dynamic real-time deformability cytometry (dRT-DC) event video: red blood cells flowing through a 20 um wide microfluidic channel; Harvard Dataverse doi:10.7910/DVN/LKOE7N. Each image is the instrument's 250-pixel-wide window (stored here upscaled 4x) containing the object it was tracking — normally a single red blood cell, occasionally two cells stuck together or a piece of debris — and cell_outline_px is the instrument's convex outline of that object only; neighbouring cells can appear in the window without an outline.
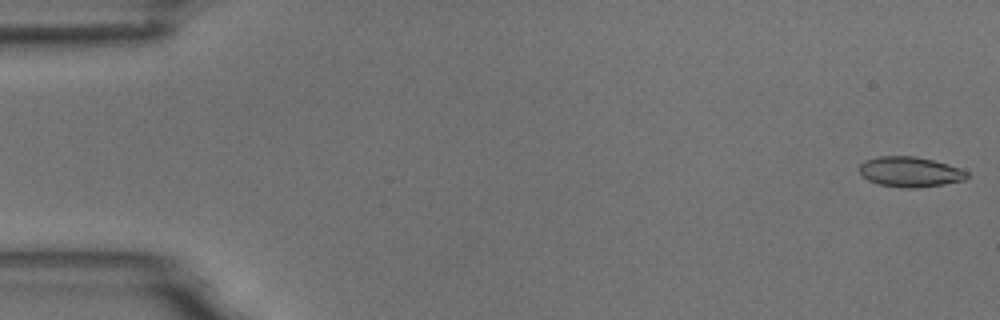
{"species": "common noctule bat (a hibernating species)", "species_latin": "Nyctalus noctula", "temperature_condition": "room temperature", "stored_images_in_passage": 55, "camera_frame_rate_fps": 3000, "um_per_image_px": 0.085, "animal": {"sex": "male", "body_mass_g": 18.8}, "frame": {"image": 1, "passage_image": 1, "time_ms": 0.0, "image_size_px": [1000, 320], "cell_outline_px": [[968, 176], [964, 180], [944, 184], [916, 188], [904, 188], [880, 184], [868, 180], [860, 172], [860, 164], [864, 160], [876, 156], [916, 156], [932, 160], [960, 168], [968, 172]], "centroid_in_image_um": [77.35, 14.6], "position_along_channel_um": 7.7, "area_um2": 18.84}}
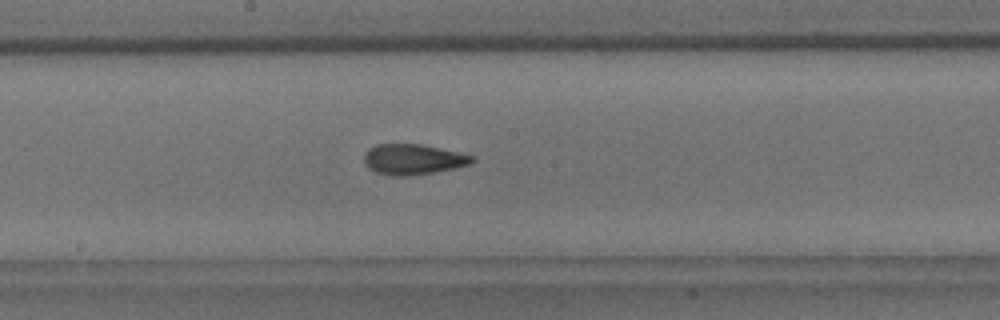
{"frame": {"image": 2, "passage_image": 29, "time_ms": 9.333, "image_size_px": [1000, 320], "cell_outline_px": [[476, 160], [472, 164], [456, 168], [408, 176], [388, 176], [376, 172], [368, 168], [364, 164], [364, 152], [368, 148], [376, 144], [420, 144], [476, 156]], "centroid_in_image_um": [35.1, 13.55], "position_along_channel_um": 213.1, "area_um2": 19.42}}
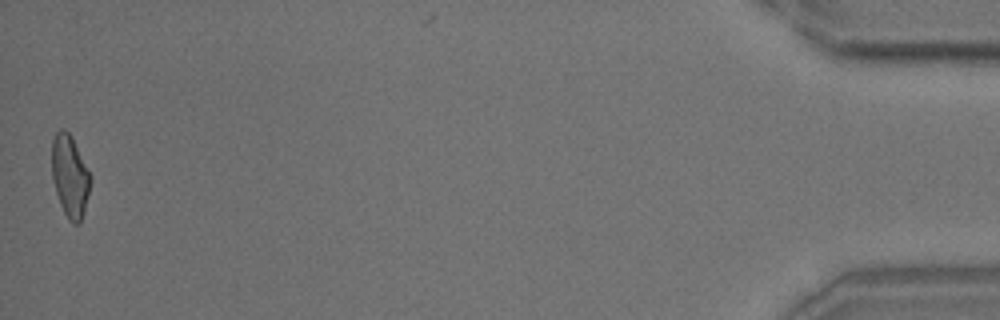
{"frame": {"image": 3, "passage_image": 54, "time_ms": 17.667, "image_size_px": [1000, 320], "cell_outline_px": [[92, 180], [84, 212], [80, 224], [72, 224], [68, 220], [60, 204], [56, 192], [52, 176], [52, 140], [56, 132], [60, 128], [64, 128], [72, 136], [92, 176]], "centroid_in_image_um": [5.96, 14.97], "position_along_channel_um": 429.2, "area_um2": 18.73}, "authors_computed_cell_mechanics": {"area_um2": 18.9584, "velocity_mm_per_s": 3.7205, "shape_relaxation_time_tau1_ms": 6.9262, "shape_relaxation_time_tau2_ms": 1.4865, "deformation_change_tau1": 0.1927, "deformation_change_tau2": 0.0816}}